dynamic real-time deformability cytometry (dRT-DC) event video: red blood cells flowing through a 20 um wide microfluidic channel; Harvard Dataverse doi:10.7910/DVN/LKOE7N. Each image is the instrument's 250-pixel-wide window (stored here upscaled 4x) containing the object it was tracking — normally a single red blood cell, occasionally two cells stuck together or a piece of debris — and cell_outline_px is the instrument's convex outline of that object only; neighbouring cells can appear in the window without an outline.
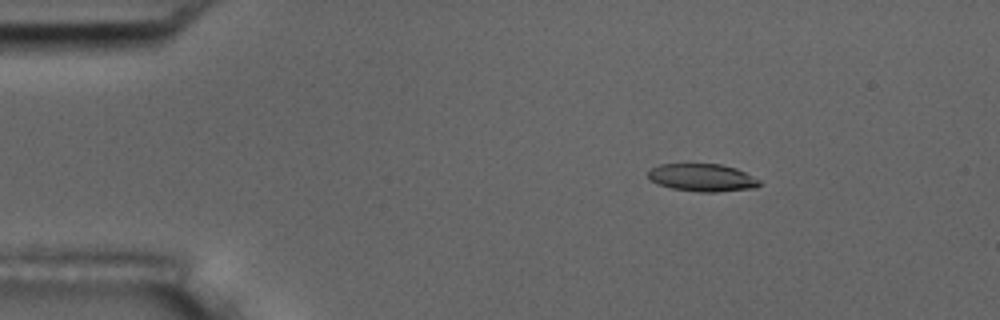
{"species": "common noctule bat (a hibernating species)", "species_latin": "Nyctalus noctula", "temperature_condition": "room temperature", "stored_images_in_passage": 3, "camera_frame_rate_fps": 3000, "um_per_image_px": 0.085, "animal": {"sex": "male", "body_mass_g": 17.5, "forearm_length_mm": 52.3}, "frame": {"image": 1, "passage_image": 1, "time_ms": 0.0, "image_size_px": [1000, 320], "cell_outline_px": [[760, 184], [756, 188], [716, 192], [700, 192], [672, 188], [656, 184], [648, 176], [648, 168], [660, 164], [720, 164], [736, 168], [760, 180]], "centroid_in_image_um": [59.67, 15.09], "position_along_channel_um": 25.3, "area_um2": 17.98}}